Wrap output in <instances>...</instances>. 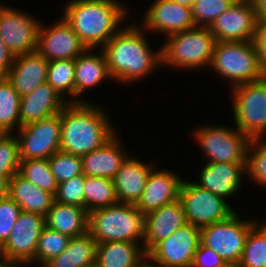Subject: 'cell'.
<instances>
[{
	"mask_svg": "<svg viewBox=\"0 0 266 267\" xmlns=\"http://www.w3.org/2000/svg\"><path fill=\"white\" fill-rule=\"evenodd\" d=\"M254 5L258 16L266 17V0H250Z\"/></svg>",
	"mask_w": 266,
	"mask_h": 267,
	"instance_id": "46",
	"label": "cell"
},
{
	"mask_svg": "<svg viewBox=\"0 0 266 267\" xmlns=\"http://www.w3.org/2000/svg\"><path fill=\"white\" fill-rule=\"evenodd\" d=\"M97 243L87 232L84 235L72 237L63 252L49 261L43 267H89L96 264Z\"/></svg>",
	"mask_w": 266,
	"mask_h": 267,
	"instance_id": "29",
	"label": "cell"
},
{
	"mask_svg": "<svg viewBox=\"0 0 266 267\" xmlns=\"http://www.w3.org/2000/svg\"><path fill=\"white\" fill-rule=\"evenodd\" d=\"M235 129L209 125L195 130V139L208 158L206 163H246L251 139Z\"/></svg>",
	"mask_w": 266,
	"mask_h": 267,
	"instance_id": "9",
	"label": "cell"
},
{
	"mask_svg": "<svg viewBox=\"0 0 266 267\" xmlns=\"http://www.w3.org/2000/svg\"><path fill=\"white\" fill-rule=\"evenodd\" d=\"M174 1H176L179 5L191 8L195 0H174Z\"/></svg>",
	"mask_w": 266,
	"mask_h": 267,
	"instance_id": "49",
	"label": "cell"
},
{
	"mask_svg": "<svg viewBox=\"0 0 266 267\" xmlns=\"http://www.w3.org/2000/svg\"><path fill=\"white\" fill-rule=\"evenodd\" d=\"M231 90L235 127L250 139H265L266 75L262 79L235 86Z\"/></svg>",
	"mask_w": 266,
	"mask_h": 267,
	"instance_id": "7",
	"label": "cell"
},
{
	"mask_svg": "<svg viewBox=\"0 0 266 267\" xmlns=\"http://www.w3.org/2000/svg\"><path fill=\"white\" fill-rule=\"evenodd\" d=\"M88 233L98 243L144 241L146 214L136 205L117 203L88 213Z\"/></svg>",
	"mask_w": 266,
	"mask_h": 267,
	"instance_id": "4",
	"label": "cell"
},
{
	"mask_svg": "<svg viewBox=\"0 0 266 267\" xmlns=\"http://www.w3.org/2000/svg\"><path fill=\"white\" fill-rule=\"evenodd\" d=\"M215 251L200 242L191 267H228Z\"/></svg>",
	"mask_w": 266,
	"mask_h": 267,
	"instance_id": "42",
	"label": "cell"
},
{
	"mask_svg": "<svg viewBox=\"0 0 266 267\" xmlns=\"http://www.w3.org/2000/svg\"><path fill=\"white\" fill-rule=\"evenodd\" d=\"M48 227L68 237H77L88 232V211L74 205L54 201L45 217Z\"/></svg>",
	"mask_w": 266,
	"mask_h": 267,
	"instance_id": "27",
	"label": "cell"
},
{
	"mask_svg": "<svg viewBox=\"0 0 266 267\" xmlns=\"http://www.w3.org/2000/svg\"><path fill=\"white\" fill-rule=\"evenodd\" d=\"M187 224L180 199L146 214V234L142 243L148 253L159 241Z\"/></svg>",
	"mask_w": 266,
	"mask_h": 267,
	"instance_id": "22",
	"label": "cell"
},
{
	"mask_svg": "<svg viewBox=\"0 0 266 267\" xmlns=\"http://www.w3.org/2000/svg\"><path fill=\"white\" fill-rule=\"evenodd\" d=\"M19 142L13 134L0 136V177H12L20 168Z\"/></svg>",
	"mask_w": 266,
	"mask_h": 267,
	"instance_id": "38",
	"label": "cell"
},
{
	"mask_svg": "<svg viewBox=\"0 0 266 267\" xmlns=\"http://www.w3.org/2000/svg\"><path fill=\"white\" fill-rule=\"evenodd\" d=\"M40 23L27 13L0 6V38L15 56L37 50Z\"/></svg>",
	"mask_w": 266,
	"mask_h": 267,
	"instance_id": "15",
	"label": "cell"
},
{
	"mask_svg": "<svg viewBox=\"0 0 266 267\" xmlns=\"http://www.w3.org/2000/svg\"><path fill=\"white\" fill-rule=\"evenodd\" d=\"M48 161L50 170L58 184L83 174L80 156L59 150L49 157Z\"/></svg>",
	"mask_w": 266,
	"mask_h": 267,
	"instance_id": "37",
	"label": "cell"
},
{
	"mask_svg": "<svg viewBox=\"0 0 266 267\" xmlns=\"http://www.w3.org/2000/svg\"><path fill=\"white\" fill-rule=\"evenodd\" d=\"M116 136L114 134L100 148L81 156L84 175L114 178L129 156L127 153L125 154L124 149H122L123 146H120Z\"/></svg>",
	"mask_w": 266,
	"mask_h": 267,
	"instance_id": "24",
	"label": "cell"
},
{
	"mask_svg": "<svg viewBox=\"0 0 266 267\" xmlns=\"http://www.w3.org/2000/svg\"><path fill=\"white\" fill-rule=\"evenodd\" d=\"M104 112L87 101L68 102L60 112V150L81 157L100 148L115 134Z\"/></svg>",
	"mask_w": 266,
	"mask_h": 267,
	"instance_id": "2",
	"label": "cell"
},
{
	"mask_svg": "<svg viewBox=\"0 0 266 267\" xmlns=\"http://www.w3.org/2000/svg\"><path fill=\"white\" fill-rule=\"evenodd\" d=\"M146 12L140 25L144 30L169 36L196 27L191 8L174 0H156Z\"/></svg>",
	"mask_w": 266,
	"mask_h": 267,
	"instance_id": "17",
	"label": "cell"
},
{
	"mask_svg": "<svg viewBox=\"0 0 266 267\" xmlns=\"http://www.w3.org/2000/svg\"><path fill=\"white\" fill-rule=\"evenodd\" d=\"M117 203L113 179L85 175L84 208L88 213Z\"/></svg>",
	"mask_w": 266,
	"mask_h": 267,
	"instance_id": "30",
	"label": "cell"
},
{
	"mask_svg": "<svg viewBox=\"0 0 266 267\" xmlns=\"http://www.w3.org/2000/svg\"><path fill=\"white\" fill-rule=\"evenodd\" d=\"M17 132L21 160L48 159L60 150V113L20 126Z\"/></svg>",
	"mask_w": 266,
	"mask_h": 267,
	"instance_id": "12",
	"label": "cell"
},
{
	"mask_svg": "<svg viewBox=\"0 0 266 267\" xmlns=\"http://www.w3.org/2000/svg\"><path fill=\"white\" fill-rule=\"evenodd\" d=\"M136 242L110 241L96 246L97 267H136L147 257L143 246Z\"/></svg>",
	"mask_w": 266,
	"mask_h": 267,
	"instance_id": "28",
	"label": "cell"
},
{
	"mask_svg": "<svg viewBox=\"0 0 266 267\" xmlns=\"http://www.w3.org/2000/svg\"><path fill=\"white\" fill-rule=\"evenodd\" d=\"M183 179L176 173L153 168L147 178L145 188L136 207L144 214L179 199Z\"/></svg>",
	"mask_w": 266,
	"mask_h": 267,
	"instance_id": "18",
	"label": "cell"
},
{
	"mask_svg": "<svg viewBox=\"0 0 266 267\" xmlns=\"http://www.w3.org/2000/svg\"><path fill=\"white\" fill-rule=\"evenodd\" d=\"M19 174L40 189L56 194L58 183L50 170L48 159L21 160Z\"/></svg>",
	"mask_w": 266,
	"mask_h": 267,
	"instance_id": "33",
	"label": "cell"
},
{
	"mask_svg": "<svg viewBox=\"0 0 266 267\" xmlns=\"http://www.w3.org/2000/svg\"><path fill=\"white\" fill-rule=\"evenodd\" d=\"M47 82L64 98L74 97L75 59H60L49 62Z\"/></svg>",
	"mask_w": 266,
	"mask_h": 267,
	"instance_id": "32",
	"label": "cell"
},
{
	"mask_svg": "<svg viewBox=\"0 0 266 267\" xmlns=\"http://www.w3.org/2000/svg\"><path fill=\"white\" fill-rule=\"evenodd\" d=\"M90 50L87 49L75 59V98H69L68 102H84L78 100V95L80 97L86 89L96 87L108 78L111 79L104 52L101 50L98 55L90 53Z\"/></svg>",
	"mask_w": 266,
	"mask_h": 267,
	"instance_id": "25",
	"label": "cell"
},
{
	"mask_svg": "<svg viewBox=\"0 0 266 267\" xmlns=\"http://www.w3.org/2000/svg\"><path fill=\"white\" fill-rule=\"evenodd\" d=\"M48 83H42L31 93L20 97V126L59 114L68 103Z\"/></svg>",
	"mask_w": 266,
	"mask_h": 267,
	"instance_id": "19",
	"label": "cell"
},
{
	"mask_svg": "<svg viewBox=\"0 0 266 267\" xmlns=\"http://www.w3.org/2000/svg\"><path fill=\"white\" fill-rule=\"evenodd\" d=\"M70 237L45 225L41 231L35 253V262L43 266L50 259L59 256L68 246Z\"/></svg>",
	"mask_w": 266,
	"mask_h": 267,
	"instance_id": "35",
	"label": "cell"
},
{
	"mask_svg": "<svg viewBox=\"0 0 266 267\" xmlns=\"http://www.w3.org/2000/svg\"><path fill=\"white\" fill-rule=\"evenodd\" d=\"M200 242L201 229L187 223L159 241L147 257L162 267H191Z\"/></svg>",
	"mask_w": 266,
	"mask_h": 267,
	"instance_id": "13",
	"label": "cell"
},
{
	"mask_svg": "<svg viewBox=\"0 0 266 267\" xmlns=\"http://www.w3.org/2000/svg\"><path fill=\"white\" fill-rule=\"evenodd\" d=\"M19 106V94L7 77H0V133L12 134L14 127L19 129Z\"/></svg>",
	"mask_w": 266,
	"mask_h": 267,
	"instance_id": "31",
	"label": "cell"
},
{
	"mask_svg": "<svg viewBox=\"0 0 266 267\" xmlns=\"http://www.w3.org/2000/svg\"><path fill=\"white\" fill-rule=\"evenodd\" d=\"M150 262H148V261ZM146 262V263H145ZM136 267H162L159 264L155 263L152 261L151 263V259H149L148 257L144 258Z\"/></svg>",
	"mask_w": 266,
	"mask_h": 267,
	"instance_id": "48",
	"label": "cell"
},
{
	"mask_svg": "<svg viewBox=\"0 0 266 267\" xmlns=\"http://www.w3.org/2000/svg\"><path fill=\"white\" fill-rule=\"evenodd\" d=\"M142 29L131 23L121 28L101 49L111 79L118 83L136 82L162 66V48L153 52Z\"/></svg>",
	"mask_w": 266,
	"mask_h": 267,
	"instance_id": "1",
	"label": "cell"
},
{
	"mask_svg": "<svg viewBox=\"0 0 266 267\" xmlns=\"http://www.w3.org/2000/svg\"><path fill=\"white\" fill-rule=\"evenodd\" d=\"M48 66L49 61L37 51L16 55L6 77L22 97L47 82Z\"/></svg>",
	"mask_w": 266,
	"mask_h": 267,
	"instance_id": "21",
	"label": "cell"
},
{
	"mask_svg": "<svg viewBox=\"0 0 266 267\" xmlns=\"http://www.w3.org/2000/svg\"><path fill=\"white\" fill-rule=\"evenodd\" d=\"M214 71L232 82L231 87L262 79L254 41L216 42L210 64Z\"/></svg>",
	"mask_w": 266,
	"mask_h": 267,
	"instance_id": "6",
	"label": "cell"
},
{
	"mask_svg": "<svg viewBox=\"0 0 266 267\" xmlns=\"http://www.w3.org/2000/svg\"><path fill=\"white\" fill-rule=\"evenodd\" d=\"M244 172L246 163H205L195 184L227 200L240 189Z\"/></svg>",
	"mask_w": 266,
	"mask_h": 267,
	"instance_id": "20",
	"label": "cell"
},
{
	"mask_svg": "<svg viewBox=\"0 0 266 267\" xmlns=\"http://www.w3.org/2000/svg\"><path fill=\"white\" fill-rule=\"evenodd\" d=\"M236 0H195L191 6L195 26L209 27Z\"/></svg>",
	"mask_w": 266,
	"mask_h": 267,
	"instance_id": "39",
	"label": "cell"
},
{
	"mask_svg": "<svg viewBox=\"0 0 266 267\" xmlns=\"http://www.w3.org/2000/svg\"><path fill=\"white\" fill-rule=\"evenodd\" d=\"M84 185V174L59 183L54 201L84 208Z\"/></svg>",
	"mask_w": 266,
	"mask_h": 267,
	"instance_id": "40",
	"label": "cell"
},
{
	"mask_svg": "<svg viewBox=\"0 0 266 267\" xmlns=\"http://www.w3.org/2000/svg\"><path fill=\"white\" fill-rule=\"evenodd\" d=\"M228 267H239L238 265H229Z\"/></svg>",
	"mask_w": 266,
	"mask_h": 267,
	"instance_id": "52",
	"label": "cell"
},
{
	"mask_svg": "<svg viewBox=\"0 0 266 267\" xmlns=\"http://www.w3.org/2000/svg\"><path fill=\"white\" fill-rule=\"evenodd\" d=\"M21 207L8 195L0 198V248L7 242Z\"/></svg>",
	"mask_w": 266,
	"mask_h": 267,
	"instance_id": "41",
	"label": "cell"
},
{
	"mask_svg": "<svg viewBox=\"0 0 266 267\" xmlns=\"http://www.w3.org/2000/svg\"><path fill=\"white\" fill-rule=\"evenodd\" d=\"M257 225L266 233V221H263L261 224L257 222Z\"/></svg>",
	"mask_w": 266,
	"mask_h": 267,
	"instance_id": "51",
	"label": "cell"
},
{
	"mask_svg": "<svg viewBox=\"0 0 266 267\" xmlns=\"http://www.w3.org/2000/svg\"><path fill=\"white\" fill-rule=\"evenodd\" d=\"M179 199L187 223L199 229L222 221L235 212L226 199L199 187L195 182L182 181Z\"/></svg>",
	"mask_w": 266,
	"mask_h": 267,
	"instance_id": "10",
	"label": "cell"
},
{
	"mask_svg": "<svg viewBox=\"0 0 266 267\" xmlns=\"http://www.w3.org/2000/svg\"><path fill=\"white\" fill-rule=\"evenodd\" d=\"M258 50V62L262 72L266 75V41H254Z\"/></svg>",
	"mask_w": 266,
	"mask_h": 267,
	"instance_id": "44",
	"label": "cell"
},
{
	"mask_svg": "<svg viewBox=\"0 0 266 267\" xmlns=\"http://www.w3.org/2000/svg\"><path fill=\"white\" fill-rule=\"evenodd\" d=\"M9 196L21 207V211L47 216L54 202V195L27 181L19 173L9 180Z\"/></svg>",
	"mask_w": 266,
	"mask_h": 267,
	"instance_id": "26",
	"label": "cell"
},
{
	"mask_svg": "<svg viewBox=\"0 0 266 267\" xmlns=\"http://www.w3.org/2000/svg\"><path fill=\"white\" fill-rule=\"evenodd\" d=\"M11 177H0V198L9 195V180Z\"/></svg>",
	"mask_w": 266,
	"mask_h": 267,
	"instance_id": "47",
	"label": "cell"
},
{
	"mask_svg": "<svg viewBox=\"0 0 266 267\" xmlns=\"http://www.w3.org/2000/svg\"><path fill=\"white\" fill-rule=\"evenodd\" d=\"M257 224L253 219L241 220L237 213L201 229V242L215 251L228 265H238L250 230Z\"/></svg>",
	"mask_w": 266,
	"mask_h": 267,
	"instance_id": "8",
	"label": "cell"
},
{
	"mask_svg": "<svg viewBox=\"0 0 266 267\" xmlns=\"http://www.w3.org/2000/svg\"><path fill=\"white\" fill-rule=\"evenodd\" d=\"M153 168L152 164H146L137 158L127 157L113 178L118 202L136 205Z\"/></svg>",
	"mask_w": 266,
	"mask_h": 267,
	"instance_id": "23",
	"label": "cell"
},
{
	"mask_svg": "<svg viewBox=\"0 0 266 267\" xmlns=\"http://www.w3.org/2000/svg\"><path fill=\"white\" fill-rule=\"evenodd\" d=\"M45 217L21 211L7 242L0 248V256L14 266L35 262V253Z\"/></svg>",
	"mask_w": 266,
	"mask_h": 267,
	"instance_id": "11",
	"label": "cell"
},
{
	"mask_svg": "<svg viewBox=\"0 0 266 267\" xmlns=\"http://www.w3.org/2000/svg\"><path fill=\"white\" fill-rule=\"evenodd\" d=\"M254 41H266V17L258 16Z\"/></svg>",
	"mask_w": 266,
	"mask_h": 267,
	"instance_id": "45",
	"label": "cell"
},
{
	"mask_svg": "<svg viewBox=\"0 0 266 267\" xmlns=\"http://www.w3.org/2000/svg\"><path fill=\"white\" fill-rule=\"evenodd\" d=\"M15 55L6 47L0 38V77H6Z\"/></svg>",
	"mask_w": 266,
	"mask_h": 267,
	"instance_id": "43",
	"label": "cell"
},
{
	"mask_svg": "<svg viewBox=\"0 0 266 267\" xmlns=\"http://www.w3.org/2000/svg\"><path fill=\"white\" fill-rule=\"evenodd\" d=\"M64 10V20L91 51L102 48L129 14L126 6L116 0H72Z\"/></svg>",
	"mask_w": 266,
	"mask_h": 267,
	"instance_id": "3",
	"label": "cell"
},
{
	"mask_svg": "<svg viewBox=\"0 0 266 267\" xmlns=\"http://www.w3.org/2000/svg\"><path fill=\"white\" fill-rule=\"evenodd\" d=\"M246 173L259 186H266V139H251L247 149Z\"/></svg>",
	"mask_w": 266,
	"mask_h": 267,
	"instance_id": "36",
	"label": "cell"
},
{
	"mask_svg": "<svg viewBox=\"0 0 266 267\" xmlns=\"http://www.w3.org/2000/svg\"><path fill=\"white\" fill-rule=\"evenodd\" d=\"M0 267H14V265L0 256Z\"/></svg>",
	"mask_w": 266,
	"mask_h": 267,
	"instance_id": "50",
	"label": "cell"
},
{
	"mask_svg": "<svg viewBox=\"0 0 266 267\" xmlns=\"http://www.w3.org/2000/svg\"><path fill=\"white\" fill-rule=\"evenodd\" d=\"M53 26L40 23L37 52L47 61L76 59L87 50L80 37L62 17Z\"/></svg>",
	"mask_w": 266,
	"mask_h": 267,
	"instance_id": "16",
	"label": "cell"
},
{
	"mask_svg": "<svg viewBox=\"0 0 266 267\" xmlns=\"http://www.w3.org/2000/svg\"><path fill=\"white\" fill-rule=\"evenodd\" d=\"M258 13L250 0H237L209 26L216 42L254 41Z\"/></svg>",
	"mask_w": 266,
	"mask_h": 267,
	"instance_id": "14",
	"label": "cell"
},
{
	"mask_svg": "<svg viewBox=\"0 0 266 267\" xmlns=\"http://www.w3.org/2000/svg\"><path fill=\"white\" fill-rule=\"evenodd\" d=\"M239 267H266V233L256 224L249 232Z\"/></svg>",
	"mask_w": 266,
	"mask_h": 267,
	"instance_id": "34",
	"label": "cell"
},
{
	"mask_svg": "<svg viewBox=\"0 0 266 267\" xmlns=\"http://www.w3.org/2000/svg\"><path fill=\"white\" fill-rule=\"evenodd\" d=\"M216 40L209 27L196 26L167 36L162 48V65L178 69L210 66Z\"/></svg>",
	"mask_w": 266,
	"mask_h": 267,
	"instance_id": "5",
	"label": "cell"
}]
</instances>
